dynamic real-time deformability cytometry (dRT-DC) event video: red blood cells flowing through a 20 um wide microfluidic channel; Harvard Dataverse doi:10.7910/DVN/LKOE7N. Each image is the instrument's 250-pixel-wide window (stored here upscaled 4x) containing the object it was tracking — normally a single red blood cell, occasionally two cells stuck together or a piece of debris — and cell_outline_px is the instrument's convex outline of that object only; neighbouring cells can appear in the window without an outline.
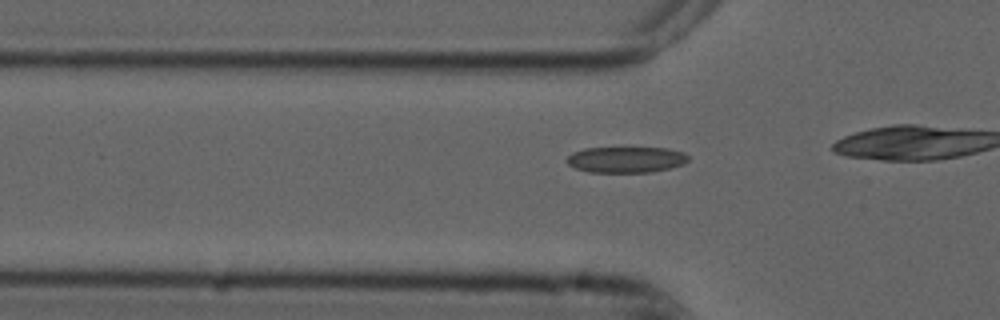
{"species": "common noctule bat (a hibernating species)", "species_latin": "Nyctalus noctula", "temperature_condition": "cold", "stored_images_in_passage": 5, "camera_frame_rate_fps": 3000, "um_per_image_px": 0.085, "animal": {"sex": "male", "forearm_length_mm": 52.5}, "frame": {"image": 1, "passage_image": 2, "time_ms": 0.333, "image_size_px": [1000, 320], "cell_outline_px": [[688, 160], [684, 164], [652, 172], [588, 172], [576, 168], [568, 164], [564, 160], [572, 152], [584, 148], [668, 148], [684, 152], [688, 156]], "centroid_in_image_um": [53.19, 13.56], "position_along_channel_um": 72.6, "area_um2": 18.44}}